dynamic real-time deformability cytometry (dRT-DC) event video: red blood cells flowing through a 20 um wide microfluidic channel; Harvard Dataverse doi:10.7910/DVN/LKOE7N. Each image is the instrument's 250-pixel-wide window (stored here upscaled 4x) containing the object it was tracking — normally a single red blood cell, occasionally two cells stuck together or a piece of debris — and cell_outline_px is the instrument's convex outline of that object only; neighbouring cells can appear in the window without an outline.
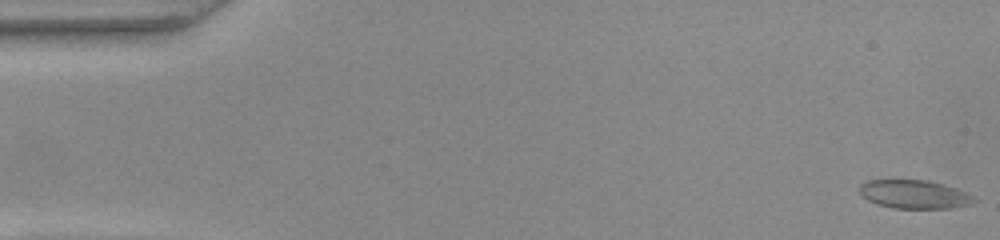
{"species": "common noctule bat (a hibernating species)", "species_latin": "Nyctalus noctula", "temperature_condition": "warm", "stored_images_in_passage": 50, "camera_frame_rate_fps": 3000, "um_per_image_px": 0.085, "animal": {"sex": "female", "body_mass_g": 22.0, "forearm_length_mm": 56.7}, "frame": {"image": 1, "passage_image": 1, "time_ms": 0.0, "image_size_px": [1000, 240], "cell_outline_px": [[976, 200], [972, 204], [952, 208], [892, 208], [876, 204], [860, 196], [860, 184], [868, 180], [928, 180], [956, 188], [968, 192]], "centroid_in_image_um": [77.71, 16.52], "position_along_channel_um": 7.3, "area_um2": 19.13}}
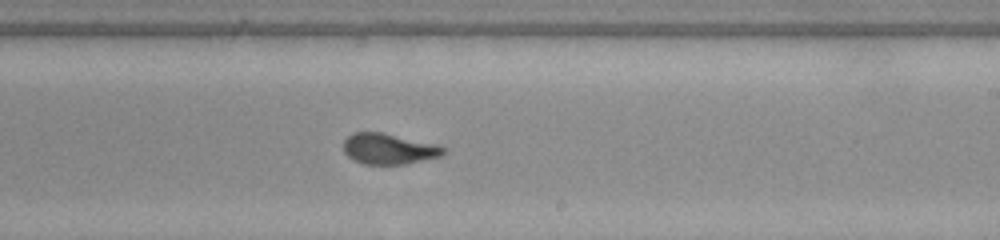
{"frame": {"image": 2, "passage_image": 30, "time_ms": 9.667, "image_size_px": [1000, 240], "cell_outline_px": [[448, 152], [440, 156], [408, 164], [364, 164], [352, 160], [344, 152], [344, 140], [352, 132], [384, 132], [440, 144], [448, 148]], "centroid_in_image_um": [33.11, 12.64], "position_along_channel_um": 255.9, "area_um2": 18.44}}
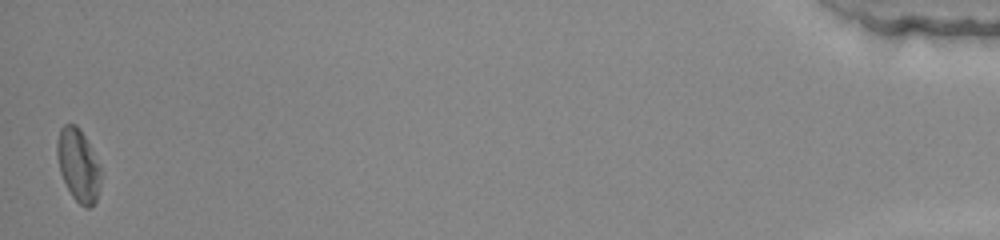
{"frame": {"image": 3, "passage_image": 50, "time_ms": 16.333, "image_size_px": [1000, 240], "cell_outline_px": [[100, 184], [96, 200], [88, 208], [84, 208], [72, 196], [60, 172], [56, 152], [56, 144], [60, 128], [64, 124], [76, 124], [80, 128], [100, 164]], "centroid_in_image_um": [6.64, 14.01], "position_along_channel_um": 428.6, "area_um2": 18.44}, "authors_computed_cell_mechanics": {"area_um2": 18.8139, "velocity_mm_per_s": 4.0428, "shape_relaxation_time_tau1_ms": 6.7331, "shape_relaxation_time_tau2_ms": 1.0832, "deformation_change_tau1": 0.1581, "deformation_change_tau2": 0.0448}}